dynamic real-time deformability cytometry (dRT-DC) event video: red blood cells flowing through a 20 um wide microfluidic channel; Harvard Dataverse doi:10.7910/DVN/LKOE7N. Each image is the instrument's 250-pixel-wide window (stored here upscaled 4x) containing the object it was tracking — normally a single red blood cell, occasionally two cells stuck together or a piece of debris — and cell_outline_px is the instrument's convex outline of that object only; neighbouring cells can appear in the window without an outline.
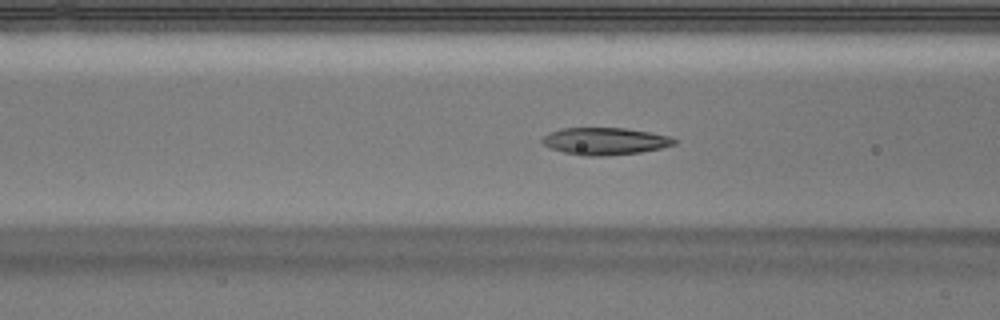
{"species": "Egyptian fruit bat (a non-hibernating species)", "species_latin": "Rousettus aegyptiacus", "temperature_condition": "warm", "stored_images_in_passage": 53, "segment_of_instrument_passage": [1, 2], "camera_frame_rate_fps": 3000, "um_per_image_px": 0.085, "animal": {"sex": "male"}, "frame": {"image": 1, "passage_image": 21, "time_ms": 6.667, "image_size_px": [1000, 320], "cell_outline_px": [[676, 144], [660, 148], [640, 152], [604, 156], [584, 156], [564, 152], [552, 148], [544, 144], [540, 140], [544, 136], [560, 128], [624, 128], [648, 132], [668, 136], [676, 140]], "centroid_in_image_um": [51.41, 12.0], "position_along_channel_um": 115.2, "area_um2": 20.63}}
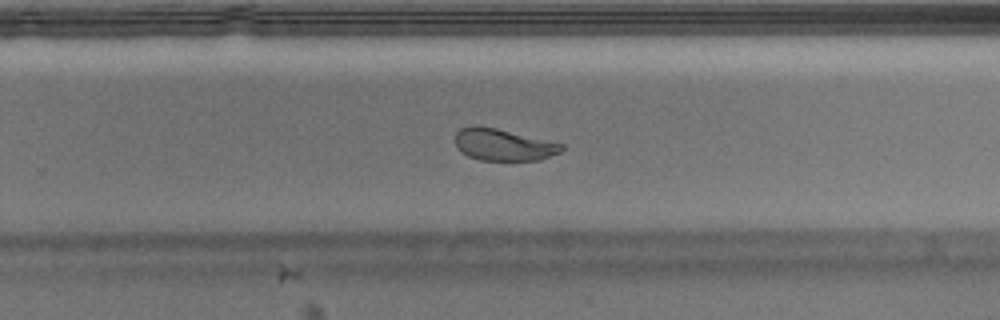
{"frame": {"image": 2, "passage_image": 34, "time_ms": 11.0, "image_size_px": [1000, 320], "cell_outline_px": [[564, 148], [560, 152], [540, 160], [480, 160], [468, 156], [460, 152], [456, 144], [456, 132], [460, 128], [476, 124], [496, 128], [564, 144]], "centroid_in_image_um": [42.76, 12.29], "position_along_channel_um": 287.0, "area_um2": 19.77}}
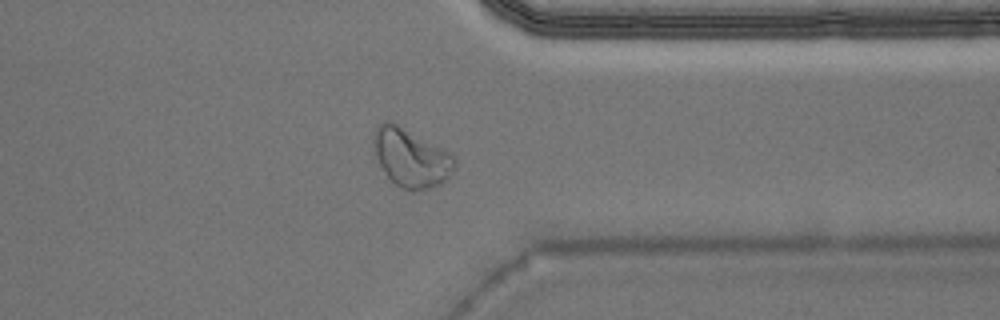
{"frame": {"image": 3, "passage_image": 41, "time_ms": 13.333, "image_size_px": [1000, 320], "cell_outline_px": [[456, 168], [448, 180], [440, 184], [428, 188], [412, 192], [396, 184], [388, 176], [372, 152], [372, 136], [376, 128], [384, 120], [392, 120], [452, 152], [456, 160]], "centroid_in_image_um": [34.95, 13.37], "position_along_channel_um": 376.4, "area_um2": 28.38}}